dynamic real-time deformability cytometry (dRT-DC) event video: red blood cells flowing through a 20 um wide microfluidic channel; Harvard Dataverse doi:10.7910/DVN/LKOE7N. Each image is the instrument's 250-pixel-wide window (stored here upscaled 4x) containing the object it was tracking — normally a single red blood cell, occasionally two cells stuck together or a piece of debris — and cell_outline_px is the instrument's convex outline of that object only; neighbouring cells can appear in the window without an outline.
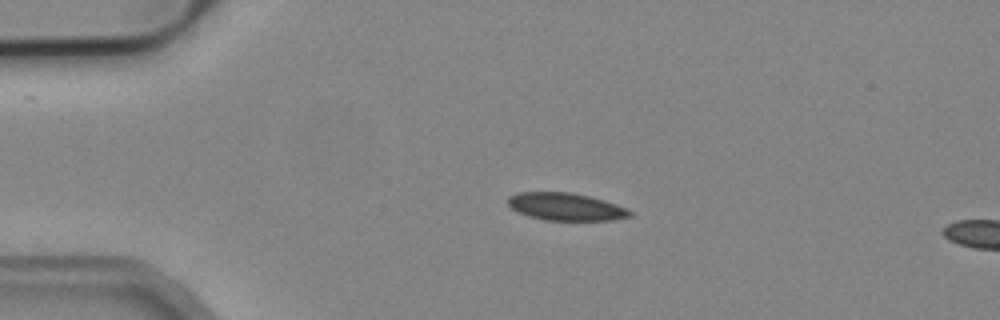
{"species": "common noctule bat (a hibernating species)", "species_latin": "Nyctalus noctula", "temperature_condition": "cold", "stored_images_in_passage": 3, "camera_frame_rate_fps": 3000, "um_per_image_px": 0.085, "animal": {"sex": "male", "body_mass_g": 19.2, "forearm_length_mm": 51.8}, "frame": {"image": 1, "passage_image": 2, "time_ms": 0.333, "image_size_px": [1000, 320], "cell_outline_px": [[632, 216], [612, 220], [544, 220], [528, 216], [516, 212], [508, 204], [508, 196], [520, 192], [572, 192], [604, 200], [628, 208], [632, 212]], "centroid_in_image_um": [48.09, 17.57], "position_along_channel_um": 36.9, "area_um2": 19.65}}